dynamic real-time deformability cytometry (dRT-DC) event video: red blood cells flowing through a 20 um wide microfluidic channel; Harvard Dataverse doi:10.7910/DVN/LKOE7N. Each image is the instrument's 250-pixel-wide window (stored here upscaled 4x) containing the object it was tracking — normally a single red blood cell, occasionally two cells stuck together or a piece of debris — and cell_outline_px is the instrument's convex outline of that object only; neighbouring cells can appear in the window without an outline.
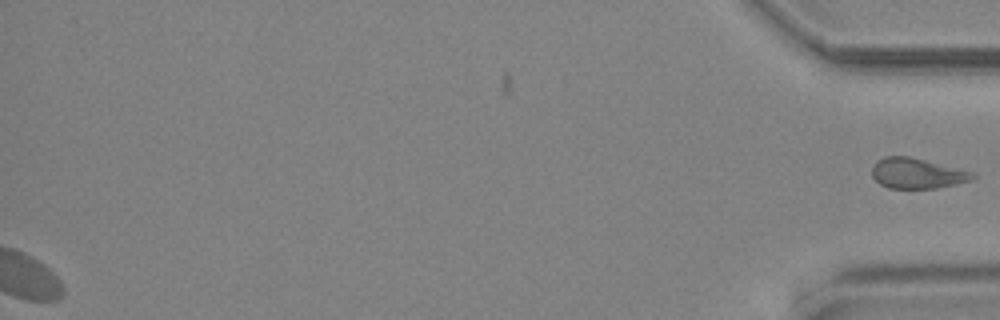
{"species": "common noctule bat (a hibernating species)", "species_latin": "Nyctalus noctula", "temperature_condition": "cold", "stored_images_in_passage": 63, "segment_of_instrument_passage": [2, 2], "camera_frame_rate_fps": 3000, "um_per_image_px": 0.085, "animal": {"sex": "male", "body_mass_g": 19.2, "forearm_length_mm": 51.8}, "frame": {"image": 1, "passage_image": 63, "time_ms": 20.667, "image_size_px": [1000, 320], "cell_outline_px": [[976, 176], [972, 180], [956, 184], [936, 188], [888, 188], [880, 184], [872, 176], [872, 164], [876, 160], [884, 156], [912, 156], [960, 168], [972, 172]], "centroid_in_image_um": [77.94, 14.71], "position_along_channel_um": 357.3, "area_um2": 18.09}}